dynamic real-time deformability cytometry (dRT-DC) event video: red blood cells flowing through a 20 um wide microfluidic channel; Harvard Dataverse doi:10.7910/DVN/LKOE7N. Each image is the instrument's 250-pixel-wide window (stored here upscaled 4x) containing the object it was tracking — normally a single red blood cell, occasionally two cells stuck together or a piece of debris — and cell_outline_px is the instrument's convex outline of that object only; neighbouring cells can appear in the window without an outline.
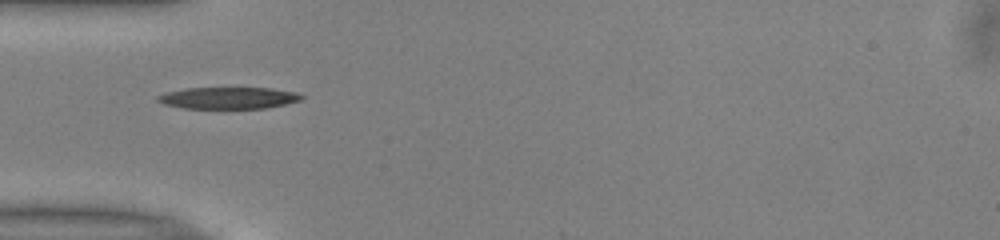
{"species": "common noctule bat (a hibernating species)", "species_latin": "Nyctalus noctula", "temperature_condition": "warm", "stored_images_in_passage": 35, "camera_frame_rate_fps": 3000, "um_per_image_px": 0.085, "animal": {"sex": "male", "body_mass_g": 13.0, "forearm_length_mm": 53.1}, "frame": {"image": 1, "passage_image": 1, "time_ms": 0.0, "image_size_px": [1000, 240], "cell_outline_px": [[304, 96], [300, 100], [268, 108], [184, 108], [164, 104], [156, 100], [156, 96], [164, 92], [184, 88], [272, 88], [296, 92]], "centroid_in_image_um": [19.38, 8.32], "position_along_channel_um": 65.6, "area_um2": 18.21}}
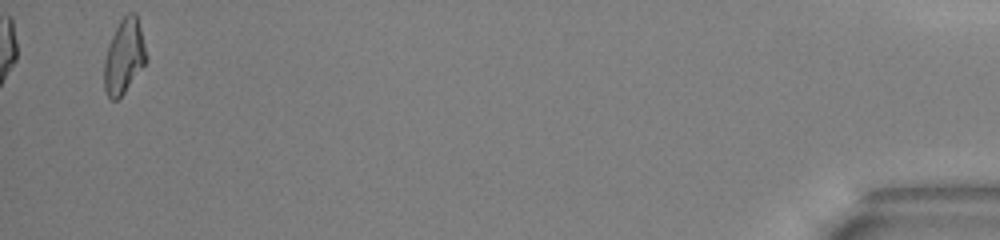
{"frame": {"image": 2, "passage_image": 35, "time_ms": 11.333, "image_size_px": [1000, 240], "cell_outline_px": [[148, 60], [124, 92], [116, 100], [112, 100], [108, 96], [104, 88], [104, 60], [112, 36], [120, 20], [128, 12], [136, 12], [148, 56]], "centroid_in_image_um": [10.56, 4.78], "position_along_channel_um": 424.6, "area_um2": 18.15}, "authors_computed_cell_mechanics": {"area_um2": 18.2648, "velocity_mm_per_s": 3.9896, "shape_relaxation_time_tau1_ms": 7.0867, "shape_relaxation_time_tau2_ms": 2.7528, "deformation_change_tau1": 0.2586, "deformation_change_tau2": 0.1034}}